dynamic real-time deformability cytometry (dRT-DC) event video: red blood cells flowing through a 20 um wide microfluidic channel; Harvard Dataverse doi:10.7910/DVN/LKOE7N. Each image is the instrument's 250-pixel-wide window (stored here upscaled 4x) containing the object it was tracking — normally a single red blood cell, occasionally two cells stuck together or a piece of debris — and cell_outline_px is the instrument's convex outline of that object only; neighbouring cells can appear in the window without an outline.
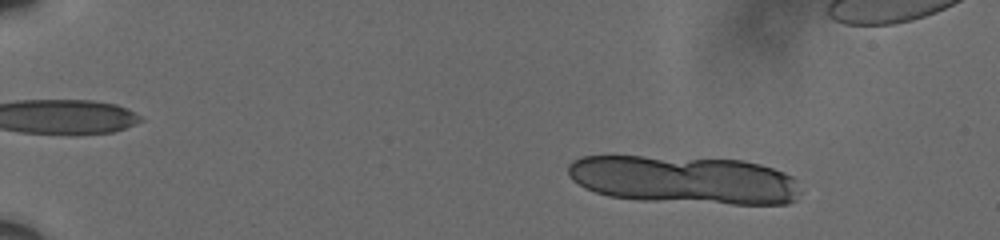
{"species": "human", "species_latin": "Homo sapiens", "temperature_condition": "cold", "stored_images_in_passage": 14, "camera_frame_rate_fps": 3000, "um_per_image_px": 0.085, "donor": {"sex": "male"}, "frame": {"image": 1, "passage_image": 5, "time_ms": 1.333, "image_size_px": [1000, 240], "cell_outline_px": [[788, 200], [776, 204], [744, 204], [616, 196], [600, 192], [576, 180], [572, 176], [572, 164], [580, 160], [592, 156], [632, 156], [732, 160], [752, 164], [768, 168], [780, 172], [784, 176]], "centroid_in_image_um": [57.98, 15.24], "position_along_channel_um": 27.0, "area_um2": 59.36}}